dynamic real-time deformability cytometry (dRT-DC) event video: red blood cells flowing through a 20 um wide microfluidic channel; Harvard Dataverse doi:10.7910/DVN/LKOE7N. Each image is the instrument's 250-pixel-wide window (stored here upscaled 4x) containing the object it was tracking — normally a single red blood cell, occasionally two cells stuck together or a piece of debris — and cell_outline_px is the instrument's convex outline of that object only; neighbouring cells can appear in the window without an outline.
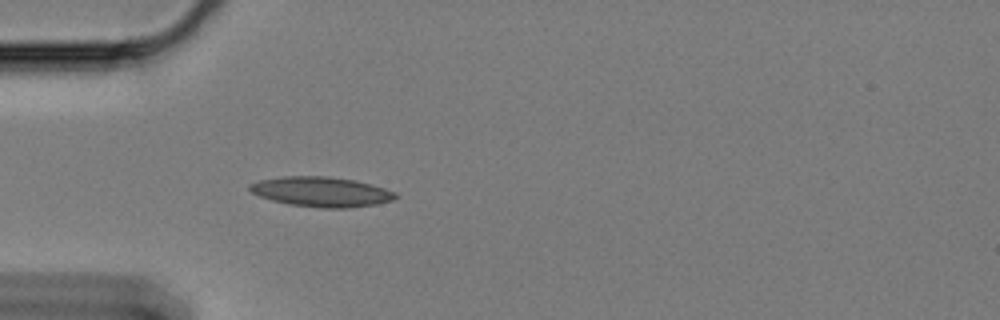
{"species": "Egyptian fruit bat (a non-hibernating species)", "species_latin": "Rousettus aegyptiacus", "temperature_condition": "cold", "stored_images_in_passage": 12, "camera_frame_rate_fps": 3000, "um_per_image_px": 0.085, "animal": {"sex": "female"}, "frame": {"image": 1, "passage_image": 1, "time_ms": 0.0, "image_size_px": [1000, 320], "cell_outline_px": [[400, 196], [392, 200], [376, 204], [348, 208], [320, 208], [288, 204], [272, 200], [260, 196], [252, 192], [248, 188], [248, 184], [260, 180], [284, 176], [328, 176], [352, 180], [384, 188], [396, 192]], "centroid_in_image_um": [27.3, 16.31], "position_along_channel_um": 57.7, "area_um2": 25.32}}
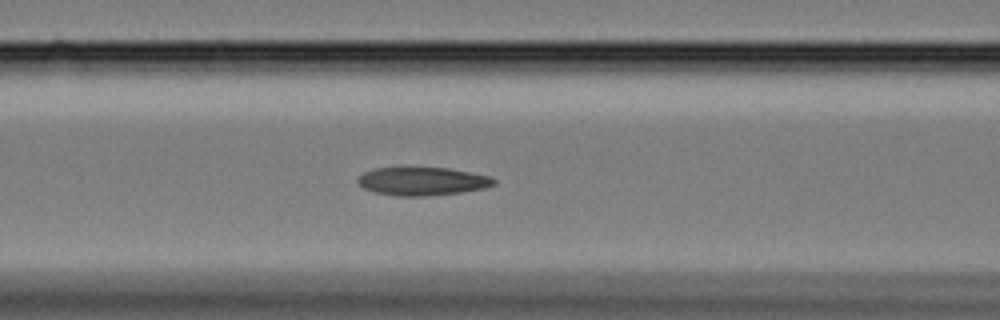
{"frame": {"image": 2, "passage_image": 8, "time_ms": 2.333, "image_size_px": [1000, 320], "cell_outline_px": [[496, 184], [484, 188], [460, 192], [428, 196], [396, 196], [376, 192], [364, 188], [356, 180], [364, 172], [376, 168], [448, 168], [492, 176], [496, 180]], "centroid_in_image_um": [35.94, 15.41], "position_along_channel_um": 130.7, "area_um2": 22.25}}
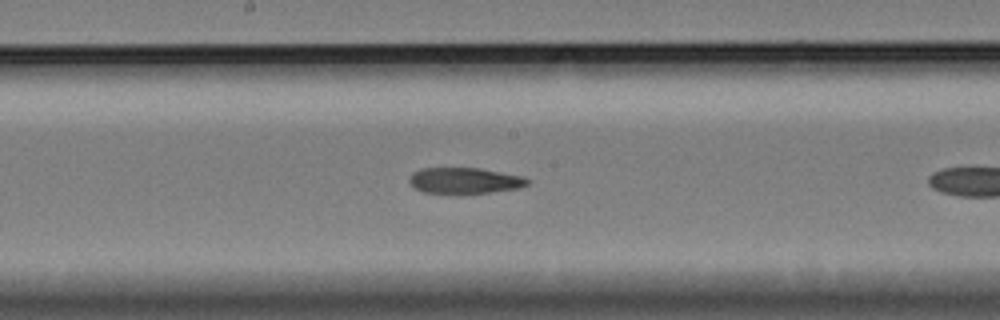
{"frame": {"image": 3, "passage_image": 11, "time_ms": 3.333, "image_size_px": [1000, 320], "cell_outline_px": [[532, 180], [528, 184], [520, 188], [488, 192], [452, 196], [420, 192], [408, 180], [412, 172], [420, 168], [480, 168], [524, 176]], "centroid_in_image_um": [39.48, 15.38], "position_along_channel_um": 208.7, "area_um2": 18.67}}